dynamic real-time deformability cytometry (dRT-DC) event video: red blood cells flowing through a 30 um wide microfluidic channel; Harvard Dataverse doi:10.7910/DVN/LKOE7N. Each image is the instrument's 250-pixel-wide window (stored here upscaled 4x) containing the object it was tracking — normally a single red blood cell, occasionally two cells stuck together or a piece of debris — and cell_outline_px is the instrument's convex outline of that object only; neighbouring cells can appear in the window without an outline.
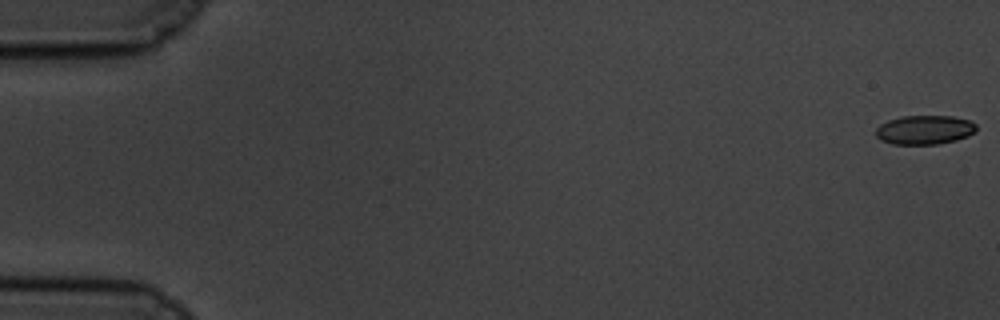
{"species": "common noctule bat (a hibernating species)", "species_latin": "Nyctalus noctula", "temperature_condition": "cold", "stored_images_in_passage": 59, "camera_frame_rate_fps": 3000, "um_per_image_px": 0.085, "animal": {"sex": "male", "body_mass_g": 19.5, "forearm_length_mm": 54.6}, "frame": {"image": 1, "passage_image": 1, "time_ms": 0.0, "image_size_px": [1000, 320], "cell_outline_px": [[976, 132], [968, 136], [956, 140], [936, 144], [892, 144], [880, 140], [876, 136], [876, 128], [880, 124], [888, 120], [904, 116], [952, 116], [972, 120], [976, 124]], "centroid_in_image_um": [78.61, 11.03], "position_along_channel_um": 6.4, "area_um2": 17.17}}
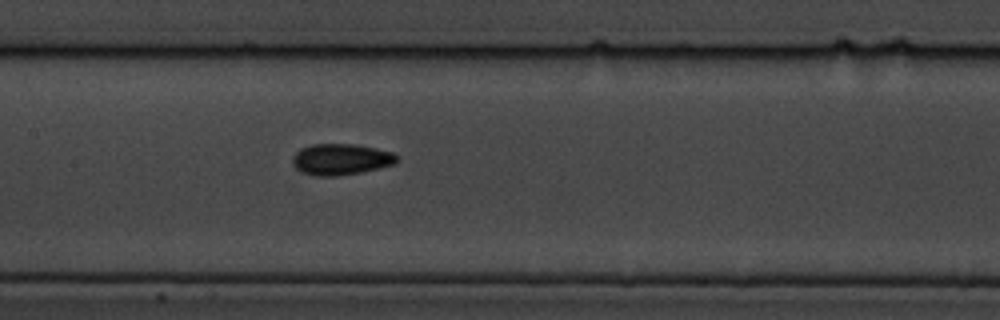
{"frame": {"image": 2, "passage_image": 29, "time_ms": 9.333, "image_size_px": [1000, 320], "cell_outline_px": [[400, 160], [396, 164], [380, 168], [360, 172], [336, 176], [316, 176], [300, 172], [292, 164], [292, 156], [300, 148], [312, 144], [352, 144], [376, 148], [392, 152], [400, 156]], "centroid_in_image_um": [28.99, 13.54], "position_along_channel_um": 178.4, "area_um2": 19.25}}
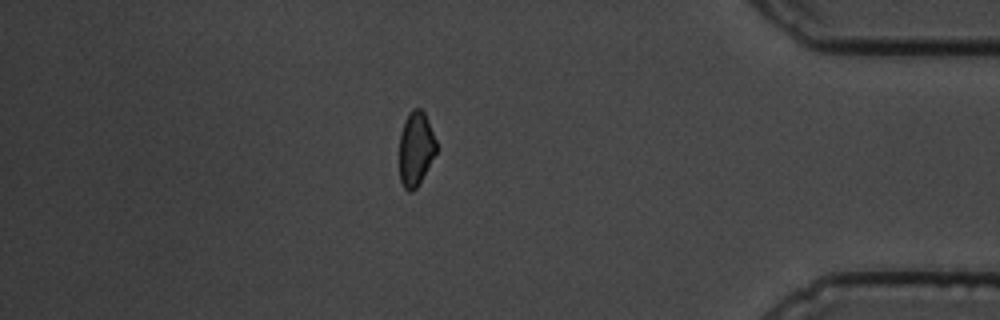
{"frame": {"image": 3, "passage_image": 51, "time_ms": 16.667, "image_size_px": [1000, 320], "cell_outline_px": [[436, 152], [416, 188], [412, 192], [408, 192], [404, 188], [400, 180], [400, 132], [404, 120], [408, 112], [412, 108], [420, 108], [424, 112], [428, 120], [436, 140]], "centroid_in_image_um": [35.33, 12.61], "position_along_channel_um": 399.9, "area_um2": 15.95}}